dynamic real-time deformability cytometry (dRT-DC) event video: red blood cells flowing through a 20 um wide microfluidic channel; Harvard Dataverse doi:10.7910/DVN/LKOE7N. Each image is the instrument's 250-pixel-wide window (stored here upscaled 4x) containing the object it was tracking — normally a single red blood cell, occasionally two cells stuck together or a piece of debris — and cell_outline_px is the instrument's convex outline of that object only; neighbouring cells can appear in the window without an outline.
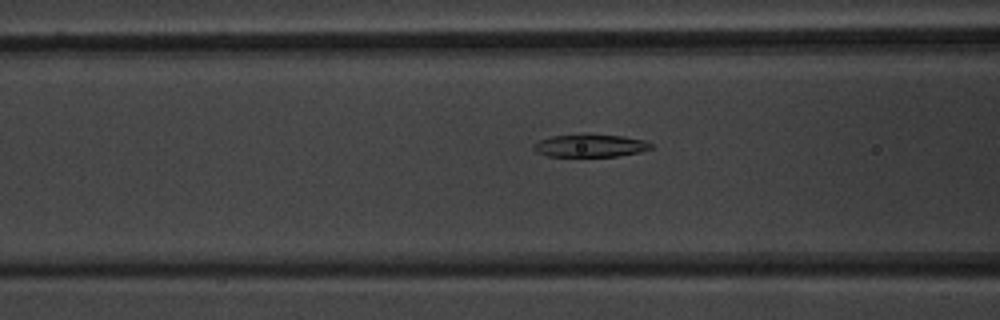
{"species": "common noctule bat (a hibernating species)", "species_latin": "Nyctalus noctula", "temperature_condition": "warm", "stored_images_in_passage": 29, "segment_of_instrument_passage": [1, 2], "camera_frame_rate_fps": 3000, "um_per_image_px": 0.085, "animal": {"sex": "male", "body_mass_g": 20.1, "forearm_length_mm": 53.5}, "frame": {"image": 1, "passage_image": 8, "time_ms": 2.333, "image_size_px": [1000, 320], "cell_outline_px": [[652, 148], [640, 152], [616, 156], [548, 156], [536, 152], [532, 148], [532, 144], [540, 140], [552, 136], [588, 132], [624, 136], [644, 140], [652, 144]], "centroid_in_image_um": [50.15, 12.34], "position_along_channel_um": 116.5, "area_um2": 16.01}}
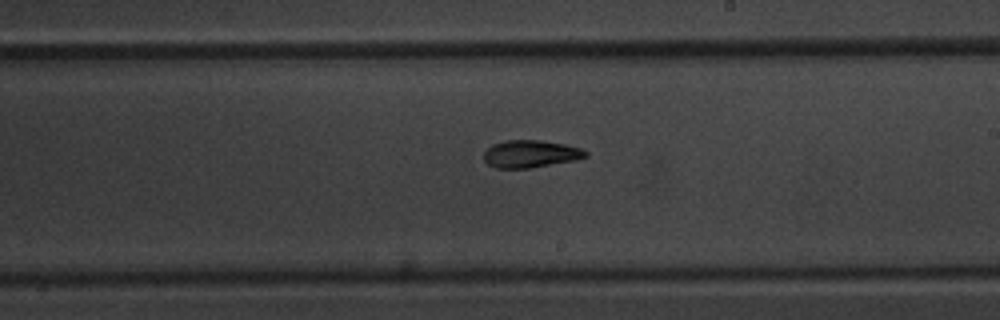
{"frame": {"image": 2, "passage_image": 18, "time_ms": 5.667, "image_size_px": [1000, 320], "cell_outline_px": [[588, 156], [576, 160], [528, 168], [496, 168], [488, 164], [484, 160], [484, 152], [492, 144], [504, 140], [540, 140], [564, 144], [580, 148], [588, 152]], "centroid_in_image_um": [45.09, 13.07], "position_along_channel_um": 243.9, "area_um2": 16.24}}
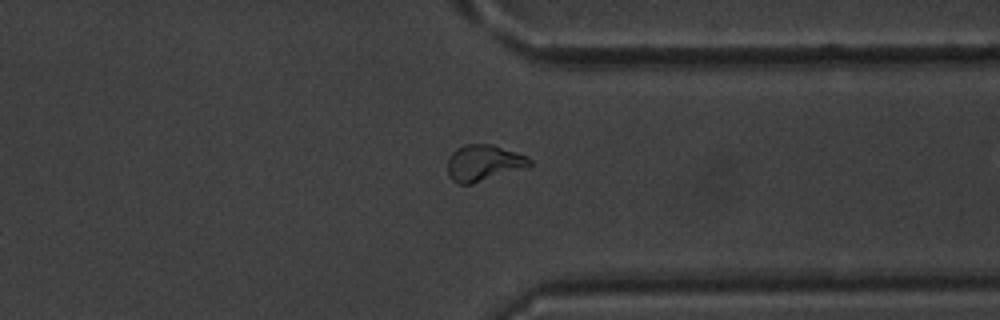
{"frame": {"image": 3, "passage_image": 28, "time_ms": 9.0, "image_size_px": [1000, 320], "cell_outline_px": [[532, 164], [472, 184], [460, 184], [452, 180], [448, 176], [448, 160], [452, 152], [456, 148], [464, 144], [492, 144], [528, 156], [532, 160]], "centroid_in_image_um": [41.07, 13.83], "position_along_channel_um": 370.3, "area_um2": 17.05}}